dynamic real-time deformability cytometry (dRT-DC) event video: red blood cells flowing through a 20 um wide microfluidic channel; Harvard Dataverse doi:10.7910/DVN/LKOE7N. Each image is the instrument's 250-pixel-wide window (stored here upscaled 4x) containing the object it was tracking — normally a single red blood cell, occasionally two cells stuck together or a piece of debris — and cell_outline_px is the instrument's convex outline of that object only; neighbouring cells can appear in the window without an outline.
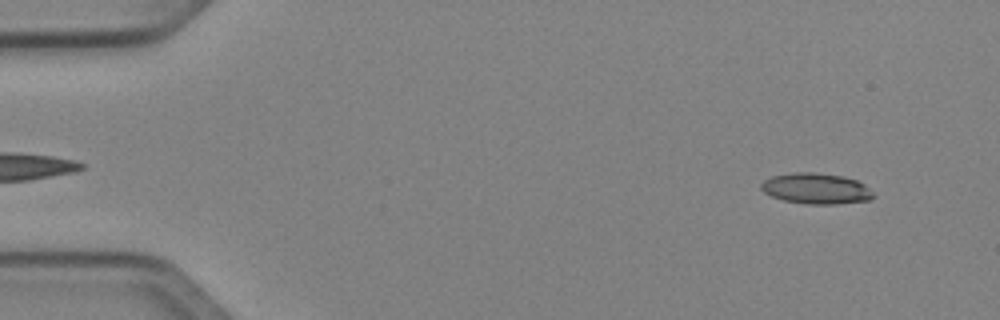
{"species": "Egyptian fruit bat (a non-hibernating species)", "species_latin": "Rousettus aegyptiacus", "temperature_condition": "cold", "stored_images_in_passage": 50, "camera_frame_rate_fps": 3000, "um_per_image_px": 0.085, "animal": {"sex": "female"}, "frame": {"image": 1, "passage_image": 4, "time_ms": 1.0, "image_size_px": [1000, 320], "cell_outline_px": [[876, 196], [872, 200], [832, 204], [808, 204], [784, 200], [772, 196], [764, 192], [760, 188], [760, 184], [764, 180], [772, 176], [792, 172], [816, 172], [844, 176], [856, 180], [864, 184]], "centroid_in_image_um": [69.38, 16.02], "position_along_channel_um": 15.6, "area_um2": 20.23}}
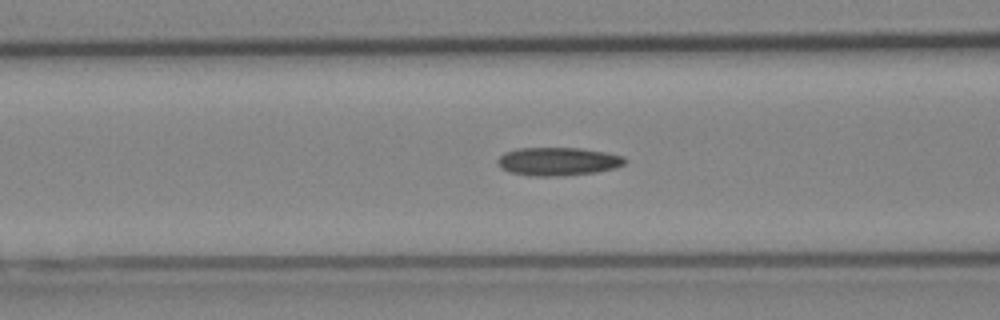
{"frame": {"image": 2, "passage_image": 20, "time_ms": 6.333, "image_size_px": [1000, 320], "cell_outline_px": [[624, 164], [616, 168], [596, 172], [560, 176], [536, 176], [512, 172], [500, 168], [496, 160], [504, 152], [516, 148], [580, 148], [604, 152], [624, 156]], "centroid_in_image_um": [47.41, 13.72], "position_along_channel_um": 119.2, "area_um2": 20.87}}
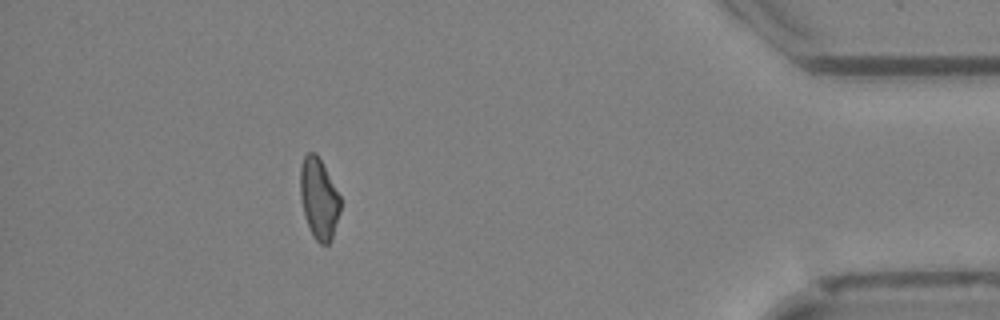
{"frame": {"image": 3, "passage_image": 45, "time_ms": 14.667, "image_size_px": [1000, 320], "cell_outline_px": [[340, 212], [332, 236], [328, 244], [320, 244], [316, 240], [308, 224], [304, 212], [300, 196], [300, 168], [304, 156], [308, 152], [316, 152], [340, 196]], "centroid_in_image_um": [27.1, 16.85], "position_along_channel_um": 408.1, "area_um2": 18.5}, "authors_computed_cell_mechanics": {"area_um2": 19.941, "velocity_mm_per_s": 4.0595, "shape_relaxation_time_tau1_ms": null, "shape_relaxation_time_tau2_ms": 5.3599, "deformation_change_tau1": null, "deformation_change_tau2": 0.1405}}